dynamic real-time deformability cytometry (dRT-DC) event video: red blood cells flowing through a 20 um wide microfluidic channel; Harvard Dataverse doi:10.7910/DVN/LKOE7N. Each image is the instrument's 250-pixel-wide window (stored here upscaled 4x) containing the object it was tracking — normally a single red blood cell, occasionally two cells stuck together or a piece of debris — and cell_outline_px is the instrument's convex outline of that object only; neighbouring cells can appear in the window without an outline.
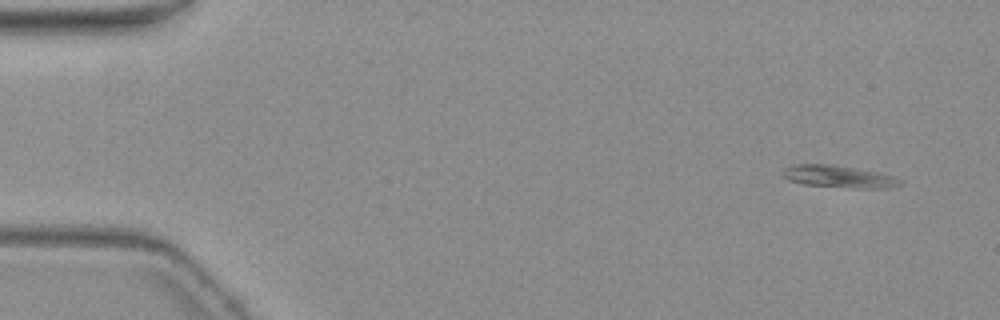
{"species": "common noctule bat (a hibernating species)", "species_latin": "Nyctalus noctula", "temperature_condition": "warm", "stored_images_in_passage": 2, "camera_frame_rate_fps": 3000, "um_per_image_px": 0.085, "animal": {"sex": "female", "body_mass_g": 19.3, "forearm_length_mm": 54.1}, "frame": {"image": 1, "passage_image": 2, "time_ms": 1.333, "image_size_px": [1000, 320], "cell_outline_px": [[904, 184], [892, 188], [848, 188], [804, 184], [788, 180], [780, 172], [784, 168], [796, 164], [832, 164], [856, 168], [876, 172], [892, 176], [900, 180]], "centroid_in_image_um": [71.29, 15.01], "position_along_channel_um": 13.7, "area_um2": 15.26}}